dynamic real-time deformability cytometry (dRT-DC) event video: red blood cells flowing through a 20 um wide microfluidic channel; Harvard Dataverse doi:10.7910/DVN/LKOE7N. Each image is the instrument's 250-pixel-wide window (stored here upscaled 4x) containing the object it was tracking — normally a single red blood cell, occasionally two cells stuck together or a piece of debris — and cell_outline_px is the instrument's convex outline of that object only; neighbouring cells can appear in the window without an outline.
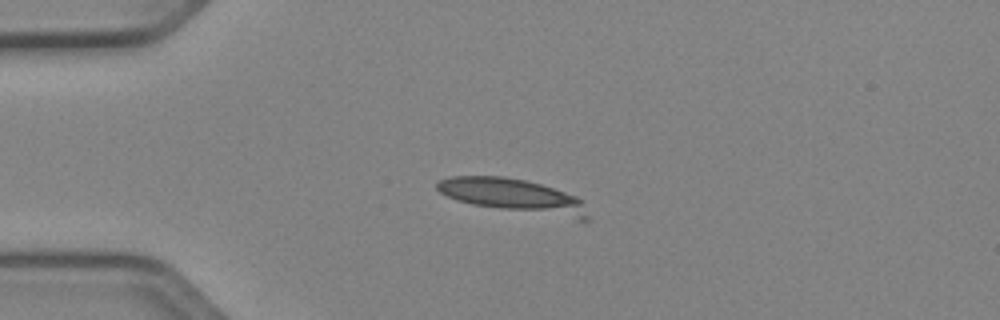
{"species": "Egyptian fruit bat (a non-hibernating species)", "species_latin": "Rousettus aegyptiacus", "temperature_condition": "cold", "stored_images_in_passage": 6, "camera_frame_rate_fps": 3000, "um_per_image_px": 0.085, "animal": {"sex": "female"}, "frame": {"image": 1, "passage_image": 1, "time_ms": 0.0, "image_size_px": [1000, 320], "cell_outline_px": [[588, 220], [576, 220], [472, 204], [456, 200], [440, 192], [436, 188], [436, 184], [440, 180], [452, 176], [504, 176], [524, 180], [540, 184], [576, 196], [580, 200], [588, 216]], "centroid_in_image_um": [43.61, 16.64], "position_along_channel_um": 41.4, "area_um2": 29.13}}
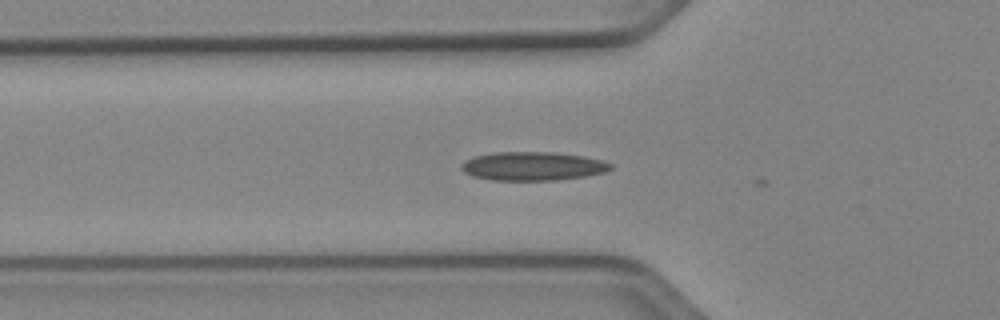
{"frame": {"image": 2, "passage_image": 6, "time_ms": 1.667, "image_size_px": [1000, 320], "cell_outline_px": [[612, 168], [604, 172], [584, 176], [556, 180], [492, 180], [472, 176], [464, 172], [460, 168], [460, 164], [464, 160], [472, 156], [492, 152], [552, 152], [584, 156], [600, 160], [612, 164]], "centroid_in_image_um": [45.21, 14.11], "position_along_channel_um": 80.6, "area_um2": 25.03}}